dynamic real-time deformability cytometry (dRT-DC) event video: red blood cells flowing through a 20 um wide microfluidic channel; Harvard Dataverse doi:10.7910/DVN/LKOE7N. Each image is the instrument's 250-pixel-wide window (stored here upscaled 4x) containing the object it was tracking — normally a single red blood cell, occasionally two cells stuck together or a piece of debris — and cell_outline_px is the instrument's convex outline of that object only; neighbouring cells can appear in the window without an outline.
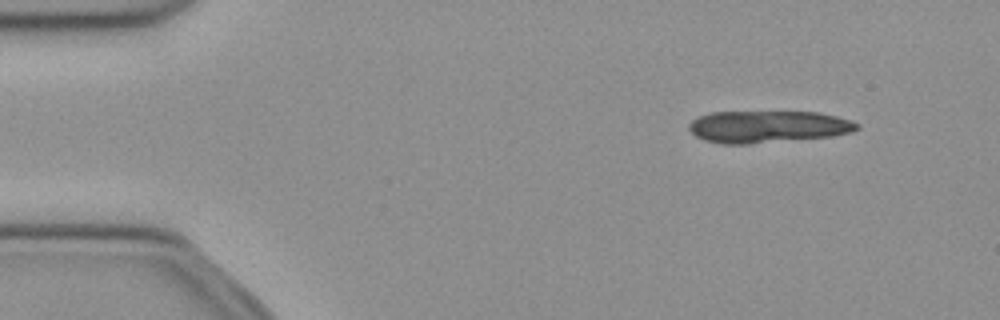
{"species": "common noctule bat (a hibernating species)", "species_latin": "Nyctalus noctula", "temperature_condition": "cold", "stored_images_in_passage": 23, "camera_frame_rate_fps": 3000, "um_per_image_px": 0.085, "animal": {"sex": "female", "body_mass_g": 21.9}, "frame": {"image": 1, "passage_image": 1, "time_ms": 0.0, "image_size_px": [1000, 320], "cell_outline_px": [[860, 128], [852, 132], [832, 136], [748, 144], [720, 144], [704, 140], [696, 136], [688, 128], [688, 124], [692, 120], [700, 116], [712, 112], [820, 112], [852, 120], [860, 124]], "centroid_in_image_um": [65.29, 10.77], "position_along_channel_um": 19.7, "area_um2": 31.5}}
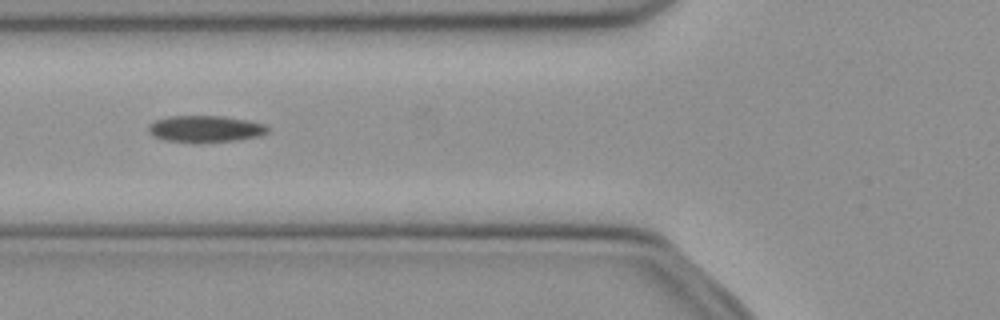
{"frame": {"image": 2, "passage_image": 15, "time_ms": 4.667, "image_size_px": [1000, 320], "cell_outline_px": [[268, 132], [260, 136], [236, 140], [200, 144], [192, 144], [164, 140], [152, 136], [148, 132], [148, 124], [156, 120], [168, 116], [224, 116], [248, 120], [264, 124], [268, 128]], "centroid_in_image_um": [17.41, 10.98], "position_along_channel_um": 108.4, "area_um2": 19.07}}
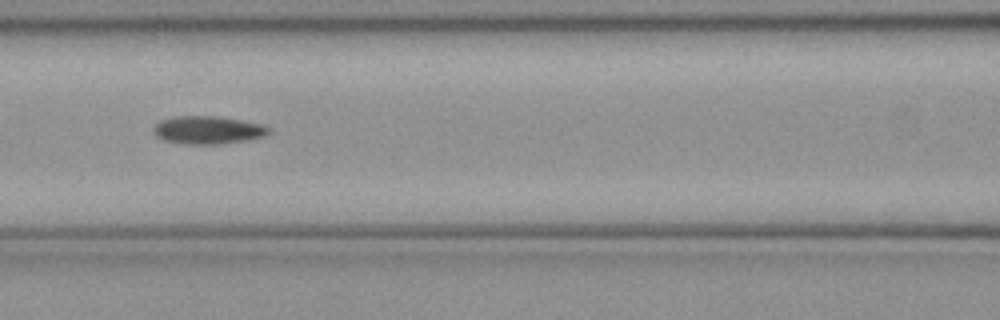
{"frame": {"image": 3, "passage_image": 18, "time_ms": 5.667, "image_size_px": [1000, 320], "cell_outline_px": [[272, 132], [264, 136], [248, 140], [220, 144], [184, 144], [164, 140], [156, 136], [152, 132], [152, 128], [160, 120], [176, 116], [216, 116], [264, 124], [272, 128]], "centroid_in_image_um": [17.69, 11.05], "position_along_channel_um": 148.9, "area_um2": 19.02}}